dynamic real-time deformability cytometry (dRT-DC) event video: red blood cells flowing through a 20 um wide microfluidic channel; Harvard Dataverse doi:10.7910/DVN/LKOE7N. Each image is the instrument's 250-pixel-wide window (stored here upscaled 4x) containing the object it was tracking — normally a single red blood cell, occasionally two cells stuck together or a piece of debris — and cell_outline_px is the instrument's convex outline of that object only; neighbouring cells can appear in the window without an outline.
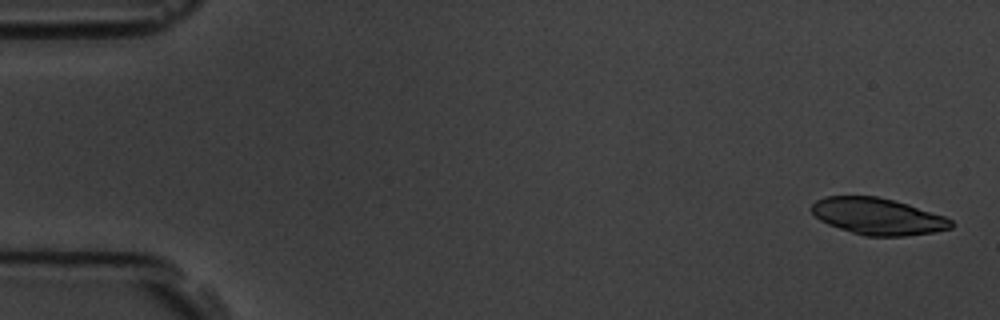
{"species": "common noctule bat (a hibernating species)", "species_latin": "Nyctalus noctula", "temperature_condition": "room temperature", "stored_images_in_passage": 5, "camera_frame_rate_fps": 3000, "um_per_image_px": 0.085, "animal": {"sex": "male", "body_mass_g": 19.5, "forearm_length_mm": 54.6}, "frame": {"image": 1, "passage_image": 1, "time_ms": 0.0, "image_size_px": [1000, 320], "cell_outline_px": [[952, 228], [932, 232], [904, 236], [864, 236], [828, 224], [820, 220], [812, 212], [812, 204], [816, 200], [824, 196], [876, 196], [908, 204], [944, 216], [952, 220]], "centroid_in_image_um": [74.6, 18.39], "position_along_channel_um": 10.4, "area_um2": 29.54}}